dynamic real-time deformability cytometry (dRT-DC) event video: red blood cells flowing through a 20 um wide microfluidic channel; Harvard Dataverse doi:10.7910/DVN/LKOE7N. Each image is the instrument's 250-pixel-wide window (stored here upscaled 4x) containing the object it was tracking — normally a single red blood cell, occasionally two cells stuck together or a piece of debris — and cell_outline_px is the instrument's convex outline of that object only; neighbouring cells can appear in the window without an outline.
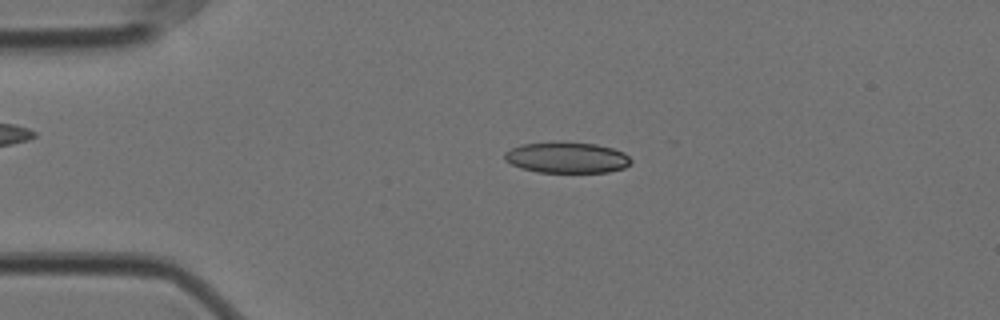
{"species": "Egyptian fruit bat (a non-hibernating species)", "species_latin": "Rousettus aegyptiacus", "temperature_condition": "cold", "stored_images_in_passage": 38, "camera_frame_rate_fps": 3000, "um_per_image_px": 0.085, "animal": {"sex": "female"}, "frame": {"image": 1, "passage_image": 12, "time_ms": 3.667, "image_size_px": [1000, 320], "cell_outline_px": [[632, 160], [624, 168], [608, 172], [536, 172], [520, 168], [504, 160], [504, 152], [520, 144], [556, 140], [596, 144], [612, 148], [624, 152]], "centroid_in_image_um": [48.14, 13.37], "position_along_channel_um": 36.9, "area_um2": 23.24}}
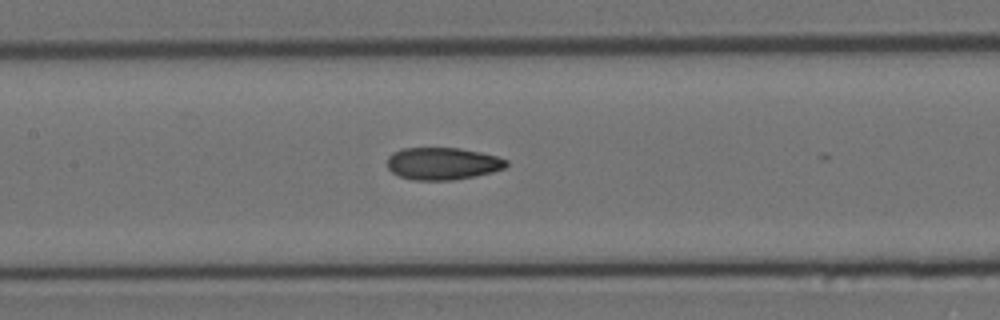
{"frame": {"image": 2, "passage_image": 26, "time_ms": 8.333, "image_size_px": [1000, 320], "cell_outline_px": [[508, 164], [504, 168], [492, 172], [476, 176], [452, 180], [412, 180], [400, 176], [392, 172], [388, 168], [388, 156], [392, 152], [400, 148], [460, 148], [480, 152], [496, 156], [508, 160]], "centroid_in_image_um": [37.61, 13.9], "position_along_channel_um": 169.8, "area_um2": 22.48}}
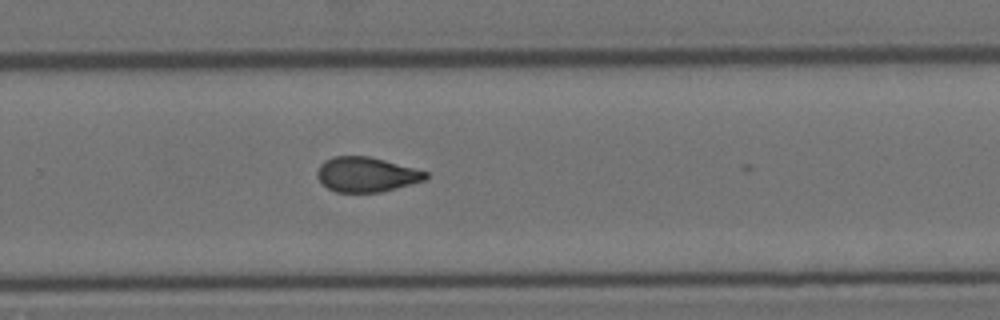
{"frame": {"image": 3, "passage_image": 37, "time_ms": 12.0, "image_size_px": [1000, 320], "cell_outline_px": [[428, 176], [424, 180], [396, 188], [380, 192], [336, 192], [328, 188], [320, 180], [316, 172], [320, 164], [324, 160], [332, 156], [368, 156], [384, 160], [428, 172]], "centroid_in_image_um": [31.11, 14.82], "position_along_channel_um": 298.7, "area_um2": 21.79}}